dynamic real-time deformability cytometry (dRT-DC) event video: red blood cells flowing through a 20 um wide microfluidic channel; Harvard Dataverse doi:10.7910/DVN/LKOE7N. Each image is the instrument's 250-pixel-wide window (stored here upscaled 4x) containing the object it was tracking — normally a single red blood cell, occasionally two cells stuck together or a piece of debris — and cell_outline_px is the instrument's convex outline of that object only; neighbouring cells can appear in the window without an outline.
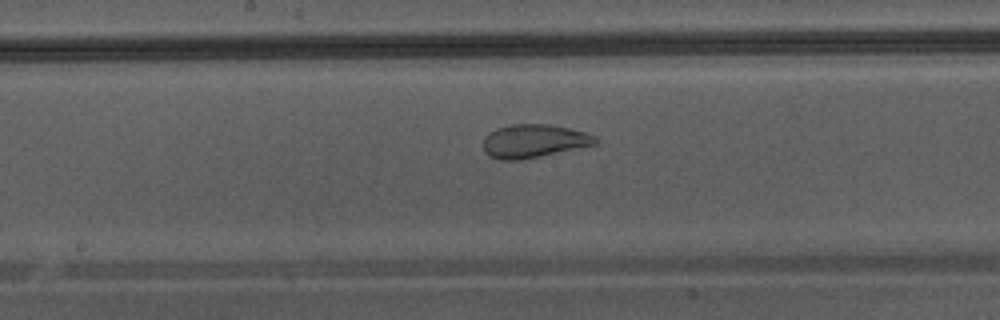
{"species": "Egyptian fruit bat (a non-hibernating species)", "species_latin": "Rousettus aegyptiacus", "temperature_condition": "warm", "stored_images_in_passage": 16, "camera_frame_rate_fps": 3000, "um_per_image_px": 0.085, "animal": {"sex": "male"}, "frame": {"image": 1, "passage_image": 9, "time_ms": 2.667, "image_size_px": [1000, 320], "cell_outline_px": [[596, 144], [520, 160], [500, 160], [488, 156], [484, 152], [484, 136], [488, 132], [496, 128], [508, 124], [548, 124], [588, 132], [596, 136]], "centroid_in_image_um": [45.32, 11.98], "position_along_channel_um": 202.9, "area_um2": 21.85}}
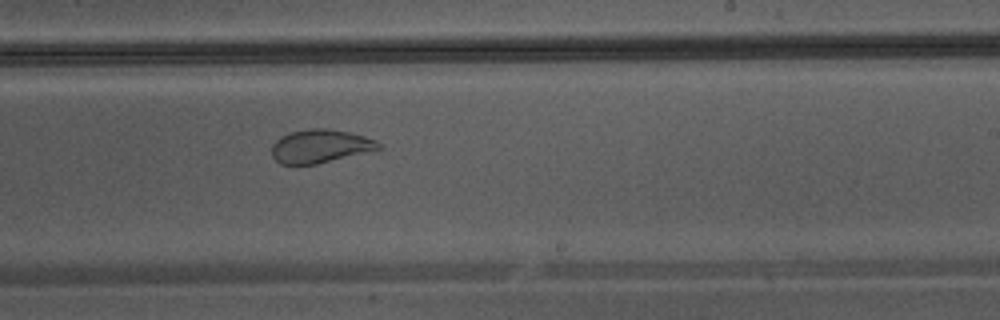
{"frame": {"image": 2, "passage_image": 13, "time_ms": 4.0, "image_size_px": [1000, 320], "cell_outline_px": [[380, 148], [316, 164], [280, 164], [272, 156], [272, 144], [280, 136], [292, 132], [312, 128], [328, 128], [348, 132], [364, 136], [376, 140], [380, 144]], "centroid_in_image_um": [27.17, 12.41], "position_along_channel_um": 261.8, "area_um2": 20.4}}